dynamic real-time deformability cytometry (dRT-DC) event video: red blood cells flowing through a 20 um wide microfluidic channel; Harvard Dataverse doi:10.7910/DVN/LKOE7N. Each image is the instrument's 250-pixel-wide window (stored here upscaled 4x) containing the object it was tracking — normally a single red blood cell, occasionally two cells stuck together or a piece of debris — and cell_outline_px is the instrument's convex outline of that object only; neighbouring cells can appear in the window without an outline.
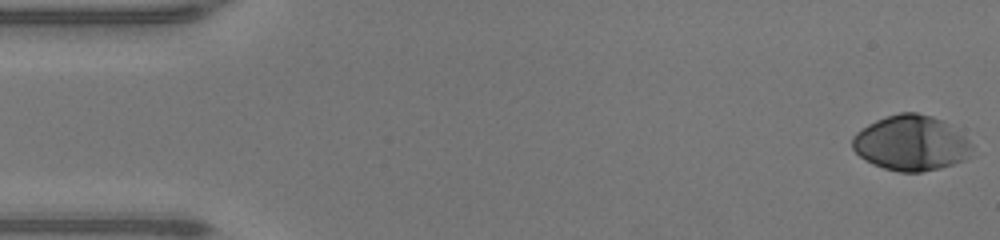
{"species": "human", "species_latin": "Homo sapiens", "temperature_condition": "warm", "stored_images_in_passage": 48, "camera_frame_rate_fps": 3000, "um_per_image_px": 0.085, "donor": {"sex": "male"}, "frame": {"image": 1, "passage_image": 1, "time_ms": 0.0, "image_size_px": [1000, 240], "cell_outline_px": [[972, 148], [968, 156], [964, 160], [940, 168], [920, 172], [900, 172], [884, 168], [872, 164], [864, 160], [852, 148], [852, 136], [856, 132], [868, 124], [876, 120], [900, 112], [916, 112], [932, 116], [944, 120], [964, 136], [972, 144]], "centroid_in_image_um": [77.42, 12.16], "position_along_channel_um": 7.6, "area_um2": 38.49}}
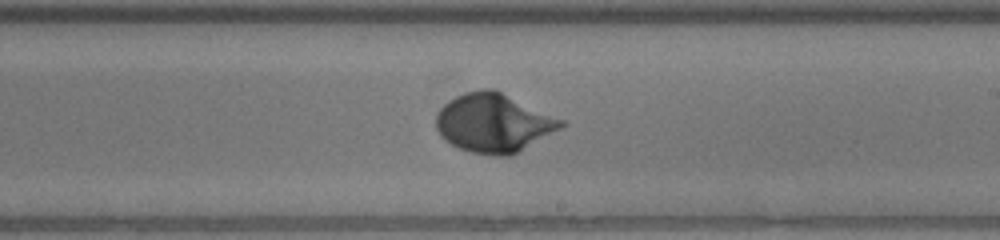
{"frame": {"image": 2, "passage_image": 28, "time_ms": 9.0, "image_size_px": [1000, 240], "cell_outline_px": [[568, 124], [512, 156], [492, 156], [472, 152], [460, 148], [444, 140], [440, 136], [436, 128], [436, 112], [448, 100], [456, 96], [480, 88], [492, 88], [564, 120]], "centroid_in_image_um": [41.95, 10.46], "position_along_channel_um": 247.1, "area_um2": 42.83}}
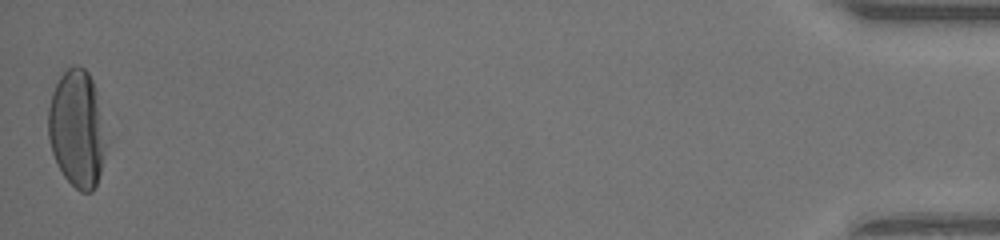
{"frame": {"image": 3, "passage_image": 48, "time_ms": 15.667, "image_size_px": [1000, 240], "cell_outline_px": [[104, 148], [100, 172], [96, 184], [92, 192], [80, 192], [64, 176], [52, 152], [48, 136], [48, 108], [52, 92], [60, 76], [68, 68], [76, 64], [84, 68], [88, 72], [96, 88], [100, 116]], "centroid_in_image_um": [6.5, 10.92], "position_along_channel_um": 428.7, "area_um2": 38.55}, "authors_computed_cell_mechanics": {"area_um2": 38.5815, "velocity_mm_per_s": 4.2983, "shape_relaxation_time_tau1_ms": 2.7117, "shape_relaxation_time_tau2_ms": null, "deformation_change_tau1": 0.1985, "deformation_change_tau2": null}}